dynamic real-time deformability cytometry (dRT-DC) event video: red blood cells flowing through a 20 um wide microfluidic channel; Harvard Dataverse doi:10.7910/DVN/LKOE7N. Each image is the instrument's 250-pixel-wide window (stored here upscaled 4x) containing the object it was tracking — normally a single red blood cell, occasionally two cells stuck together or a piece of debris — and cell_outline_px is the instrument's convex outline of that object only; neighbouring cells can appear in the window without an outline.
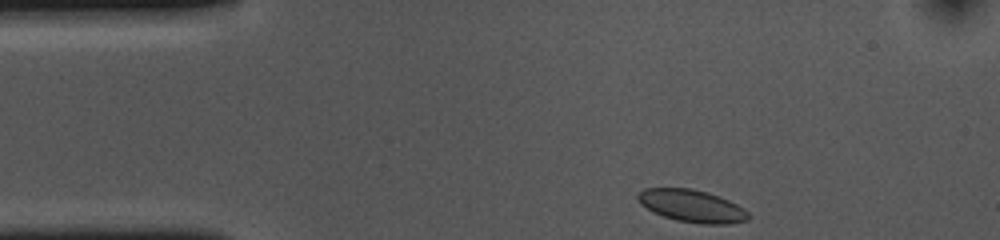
{"species": "common noctule bat (a hibernating species)", "species_latin": "Nyctalus noctula", "temperature_condition": "cold", "stored_images_in_passage": 36, "camera_frame_rate_fps": 3000, "um_per_image_px": 0.085, "animal": {"sex": "female", "body_mass_g": 10.0, "forearm_length_mm": 53.1}, "frame": {"image": 1, "passage_image": 1, "time_ms": 0.0, "image_size_px": [1000, 240], "cell_outline_px": [[752, 216], [748, 220], [728, 224], [704, 224], [676, 220], [652, 212], [640, 204], [636, 196], [644, 188], [692, 188], [708, 192], [720, 196], [744, 208]], "centroid_in_image_um": [58.82, 17.5], "position_along_channel_um": 26.2, "area_um2": 21.04}}
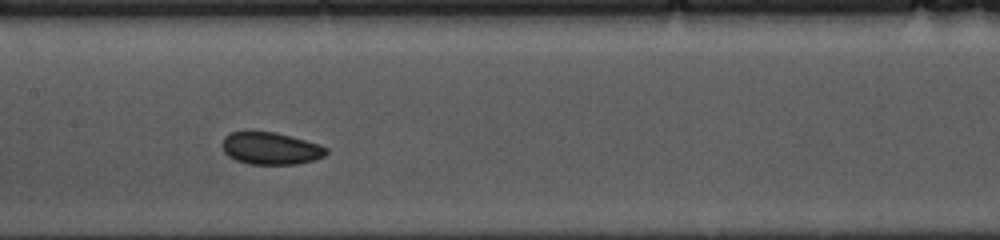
{"frame": {"image": 2, "passage_image": 18, "time_ms": 5.667, "image_size_px": [1000, 240], "cell_outline_px": [[328, 152], [324, 156], [316, 160], [296, 164], [248, 164], [236, 160], [228, 156], [224, 152], [220, 144], [224, 136], [232, 132], [244, 128], [276, 132], [292, 136], [320, 144], [328, 148]], "centroid_in_image_um": [22.96, 12.57], "position_along_channel_um": 184.4, "area_um2": 20.4}}
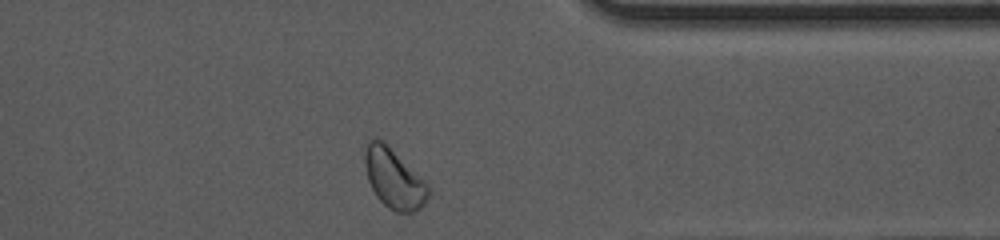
{"frame": {"image": 3, "passage_image": 35, "time_ms": 11.333, "image_size_px": [1000, 240], "cell_outline_px": [[432, 188], [424, 204], [416, 212], [396, 212], [388, 208], [376, 196], [368, 180], [364, 164], [364, 152], [368, 136], [376, 136], [424, 180]], "centroid_in_image_um": [33.46, 15.18], "position_along_channel_um": 377.9, "area_um2": 22.02}, "authors_computed_cell_mechanics": {"area_um2": 20.23, "velocity_mm_per_s": 3.6223, "shape_relaxation_time_tau1_ms": 2.346, "shape_relaxation_time_tau2_ms": 5.0152, "deformation_change_tau1": 0.0338, "deformation_change_tau2": 0.0589}}